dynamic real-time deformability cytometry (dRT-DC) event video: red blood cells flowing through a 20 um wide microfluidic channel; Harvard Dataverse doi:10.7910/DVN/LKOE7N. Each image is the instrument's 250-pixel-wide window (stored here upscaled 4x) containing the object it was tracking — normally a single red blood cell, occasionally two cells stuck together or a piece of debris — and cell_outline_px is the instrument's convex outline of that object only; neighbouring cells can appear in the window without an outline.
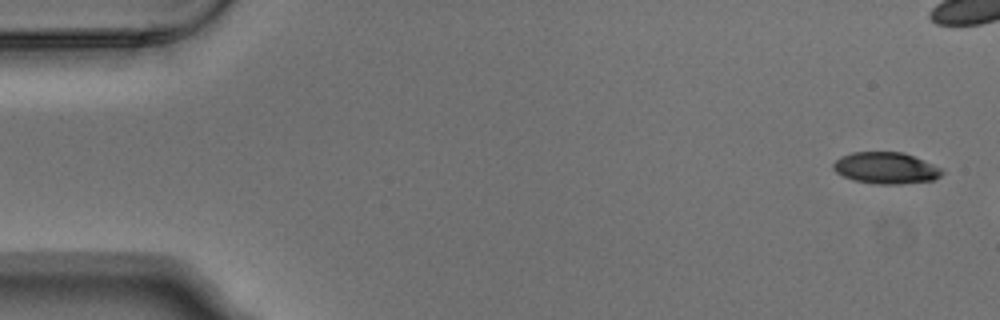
{"species": "Egyptian fruit bat (a non-hibernating species)", "species_latin": "Rousettus aegyptiacus", "temperature_condition": "warm", "stored_images_in_passage": 3, "camera_frame_rate_fps": 3000, "um_per_image_px": 0.085, "animal": {"sex": "male"}, "frame": {"image": 1, "passage_image": 1, "time_ms": 0.0, "image_size_px": [1000, 320], "cell_outline_px": [[944, 172], [940, 176], [932, 180], [900, 184], [876, 184], [852, 180], [836, 172], [832, 168], [832, 164], [840, 156], [852, 152], [904, 152], [924, 160], [940, 168]], "centroid_in_image_um": [75.27, 14.28], "position_along_channel_um": 9.7, "area_um2": 20.0}}